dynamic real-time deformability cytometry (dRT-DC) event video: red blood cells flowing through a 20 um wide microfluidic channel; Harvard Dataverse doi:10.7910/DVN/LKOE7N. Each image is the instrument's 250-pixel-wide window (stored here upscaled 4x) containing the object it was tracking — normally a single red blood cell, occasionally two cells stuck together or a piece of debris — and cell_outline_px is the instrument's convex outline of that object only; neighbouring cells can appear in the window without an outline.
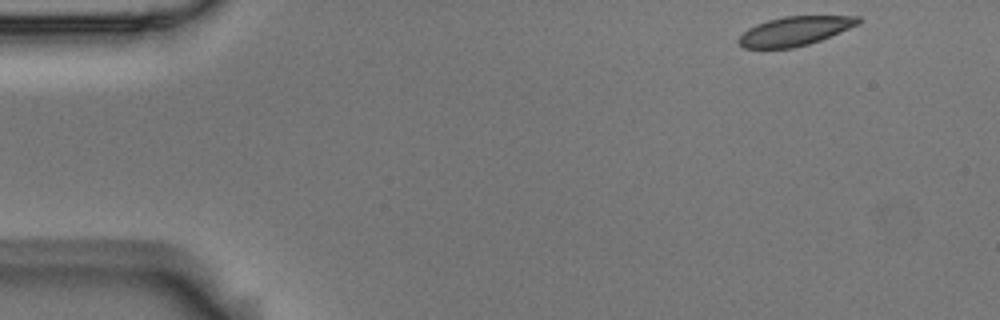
{"species": "Egyptian fruit bat (a non-hibernating species)", "species_latin": "Rousettus aegyptiacus", "temperature_condition": "room temperature", "stored_images_in_passage": 8, "camera_frame_rate_fps": 3000, "um_per_image_px": 0.085, "animal": {"sex": "male"}, "frame": {"image": 1, "passage_image": 1, "time_ms": 0.0, "image_size_px": [1000, 320], "cell_outline_px": [[864, 20], [860, 24], [820, 40], [808, 44], [792, 48], [744, 48], [736, 40], [748, 28], [756, 24], [768, 20], [784, 16], [860, 16]], "centroid_in_image_um": [67.59, 2.63], "position_along_channel_um": 17.4, "area_um2": 20.29}}